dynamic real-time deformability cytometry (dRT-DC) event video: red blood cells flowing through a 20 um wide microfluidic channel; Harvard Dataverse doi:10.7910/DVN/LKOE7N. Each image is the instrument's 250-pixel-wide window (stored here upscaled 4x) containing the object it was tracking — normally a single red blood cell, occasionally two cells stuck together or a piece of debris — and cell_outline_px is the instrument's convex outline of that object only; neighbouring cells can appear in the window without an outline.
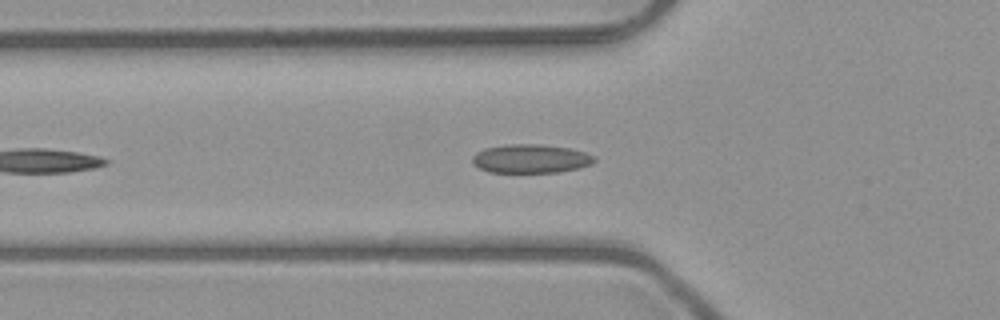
{"species": "common noctule bat (a hibernating species)", "species_latin": "Nyctalus noctula", "temperature_condition": "room temperature", "stored_images_in_passage": 39, "camera_frame_rate_fps": 3000, "um_per_image_px": 0.085, "animal": {"sex": "male", "body_mass_g": 23.1, "forearm_length_mm": 52.7}, "frame": {"image": 1, "passage_image": 7, "time_ms": 2.0, "image_size_px": [1000, 320], "cell_outline_px": [[596, 160], [592, 164], [576, 168], [556, 172], [488, 172], [472, 164], [472, 156], [476, 152], [484, 148], [504, 144], [540, 144], [572, 148], [596, 156]], "centroid_in_image_um": [45.09, 13.47], "position_along_channel_um": 80.7, "area_um2": 20.58}}
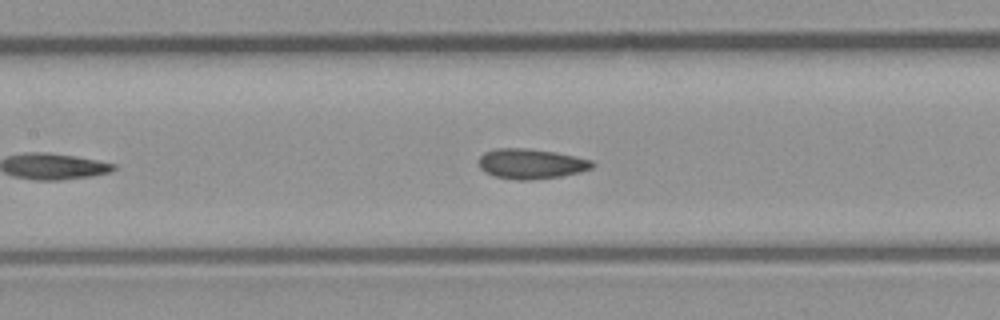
{"frame": {"image": 2, "passage_image": 13, "time_ms": 4.0, "image_size_px": [1000, 320], "cell_outline_px": [[596, 164], [592, 168], [580, 172], [560, 176], [528, 180], [516, 180], [492, 176], [484, 172], [480, 168], [480, 156], [484, 152], [496, 148], [528, 148], [556, 152], [576, 156], [592, 160]], "centroid_in_image_um": [45.14, 13.92], "position_along_channel_um": 162.3, "area_um2": 20.06}}
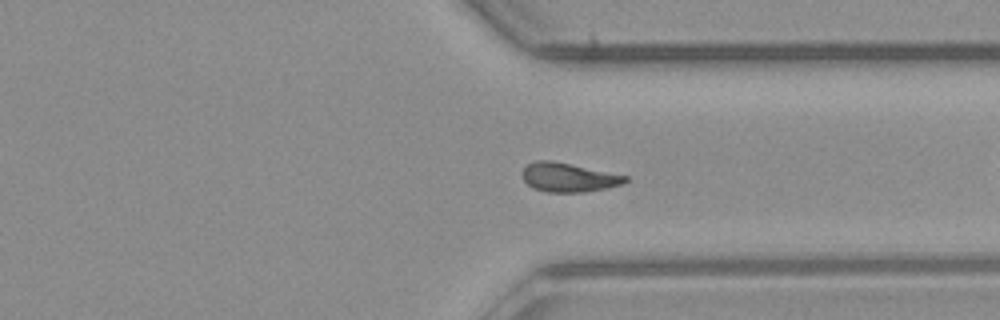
{"frame": {"image": 3, "passage_image": 25, "time_ms": 8.0, "image_size_px": [1000, 320], "cell_outline_px": [[628, 180], [620, 184], [604, 188], [584, 192], [548, 192], [532, 188], [524, 180], [524, 168], [528, 164], [536, 160], [552, 160], [628, 176]], "centroid_in_image_um": [48.31, 15.07], "position_along_channel_um": 363.1, "area_um2": 17.11}, "authors_computed_cell_mechanics": {"area_um2": 17.5712, "velocity_mm_per_s": 4.0376, "shape_relaxation_time_tau1_ms": null, "shape_relaxation_time_tau2_ms": 6.5563, "deformation_change_tau1": null, "deformation_change_tau2": 0.1197}}